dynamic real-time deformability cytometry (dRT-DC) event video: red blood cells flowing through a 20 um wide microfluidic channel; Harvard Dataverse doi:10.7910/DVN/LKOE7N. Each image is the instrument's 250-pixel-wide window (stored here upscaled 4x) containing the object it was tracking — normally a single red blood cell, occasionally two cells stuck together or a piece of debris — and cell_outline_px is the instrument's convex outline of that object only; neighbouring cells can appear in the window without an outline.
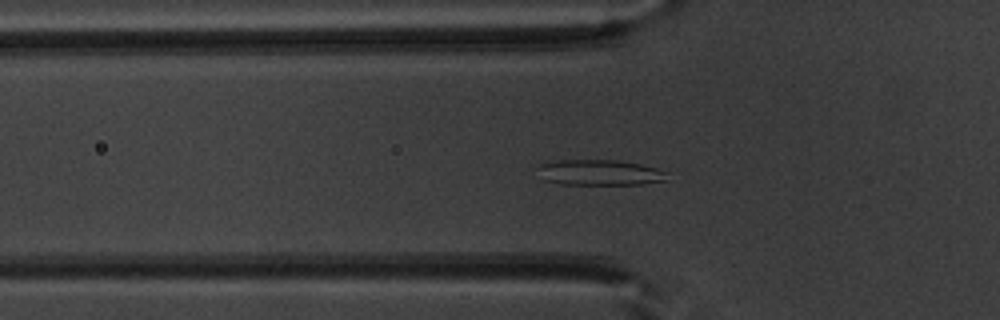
{"species": "common noctule bat (a hibernating species)", "species_latin": "Nyctalus noctula", "temperature_condition": "warm", "stored_images_in_passage": 40, "camera_frame_rate_fps": 3000, "um_per_image_px": 0.085, "animal": {"sex": "male", "body_mass_g": 20.1, "forearm_length_mm": 53.5}, "frame": {"image": 1, "passage_image": 6, "time_ms": 1.667, "image_size_px": [1000, 320], "cell_outline_px": [[668, 180], [640, 184], [560, 184], [544, 180], [536, 168], [540, 164], [560, 160], [620, 160], [640, 164], [656, 168], [668, 172]], "centroid_in_image_um": [50.99, 14.66], "position_along_channel_um": 74.8, "area_um2": 19.36}}
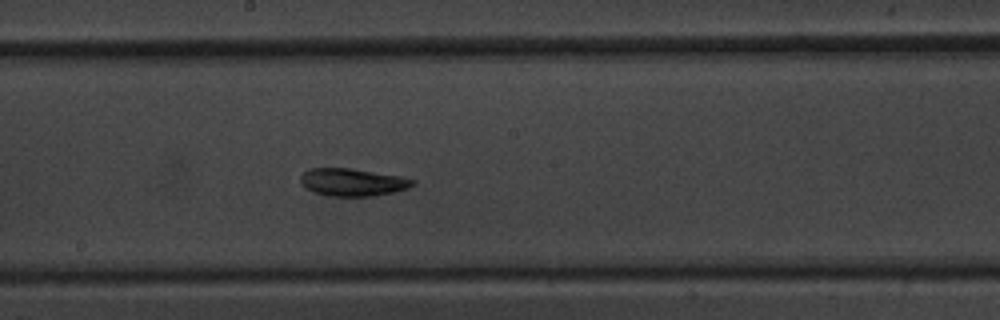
{"frame": {"image": 2, "passage_image": 17, "time_ms": 5.333, "image_size_px": [1000, 320], "cell_outline_px": [[416, 184], [408, 188], [392, 192], [372, 196], [328, 196], [316, 192], [308, 188], [300, 180], [300, 176], [308, 168], [348, 168], [400, 176], [416, 180]], "centroid_in_image_um": [29.99, 15.48], "position_along_channel_um": 218.2, "area_um2": 17.8}}
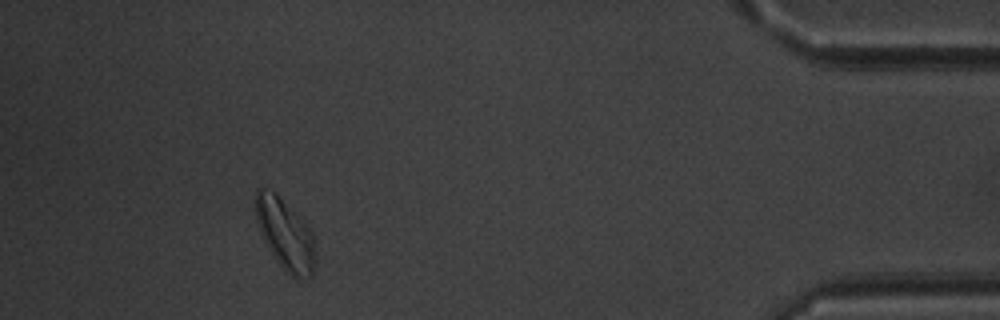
{"frame": {"image": 3, "passage_image": 36, "time_ms": 11.667, "image_size_px": [1000, 320], "cell_outline_px": [[316, 264], [312, 276], [296, 280], [276, 260], [268, 248], [260, 232], [256, 220], [256, 188], [264, 188], [272, 192], [316, 236]], "centroid_in_image_um": [24.29, 20.01], "position_along_channel_um": 410.9, "area_um2": 24.16}, "authors_computed_cell_mechanics": {"area_um2": 18.3804, "velocity_mm_per_s": 3.8997, "shape_relaxation_time_tau1_ms": 9.2992, "shape_relaxation_time_tau2_ms": 3.2212, "deformation_change_tau1": 0.1859, "deformation_change_tau2": 0.0769}}